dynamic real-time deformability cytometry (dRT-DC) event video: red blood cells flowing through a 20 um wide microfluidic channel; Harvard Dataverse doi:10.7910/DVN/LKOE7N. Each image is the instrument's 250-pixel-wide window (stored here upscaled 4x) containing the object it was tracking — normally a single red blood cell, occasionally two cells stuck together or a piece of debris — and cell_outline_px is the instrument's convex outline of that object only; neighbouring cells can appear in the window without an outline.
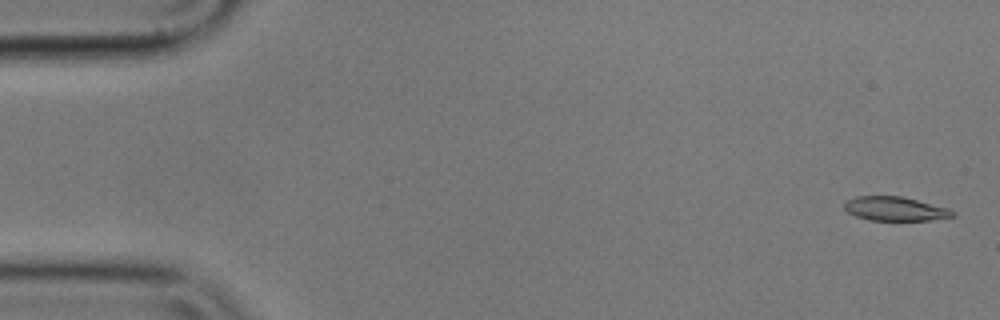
{"species": "common noctule bat (a hibernating species)", "species_latin": "Nyctalus noctula", "temperature_condition": "cold", "stored_images_in_passage": 55, "camera_frame_rate_fps": 3000, "um_per_image_px": 0.085, "animal": {"sex": "male", "body_mass_g": 17.9}, "frame": {"image": 1, "passage_image": 1, "time_ms": 0.0, "image_size_px": [1000, 320], "cell_outline_px": [[956, 216], [928, 220], [868, 220], [856, 216], [848, 212], [844, 208], [844, 200], [856, 196], [900, 196], [948, 208], [956, 212]], "centroid_in_image_um": [76.05, 17.74], "position_along_channel_um": 8.9, "area_um2": 15.14}}
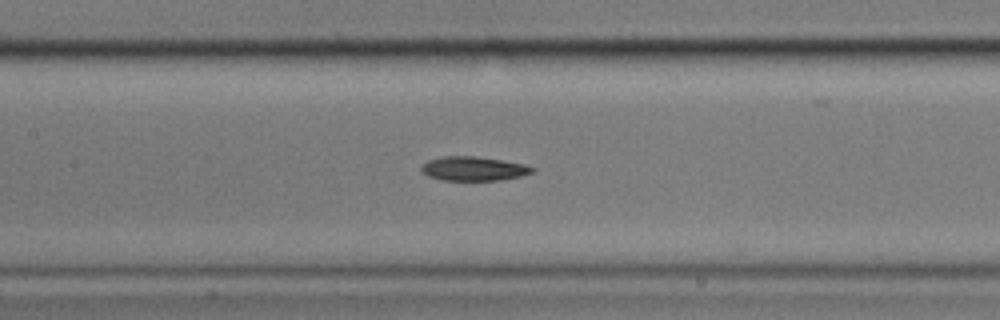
{"frame": {"image": 2, "passage_image": 25, "time_ms": 8.0, "image_size_px": [1000, 320], "cell_outline_px": [[536, 168], [532, 172], [520, 176], [500, 180], [444, 180], [428, 176], [420, 172], [420, 164], [428, 160], [444, 156], [476, 156], [524, 164]], "centroid_in_image_um": [40.19, 14.33], "position_along_channel_um": 167.2, "area_um2": 15.61}}
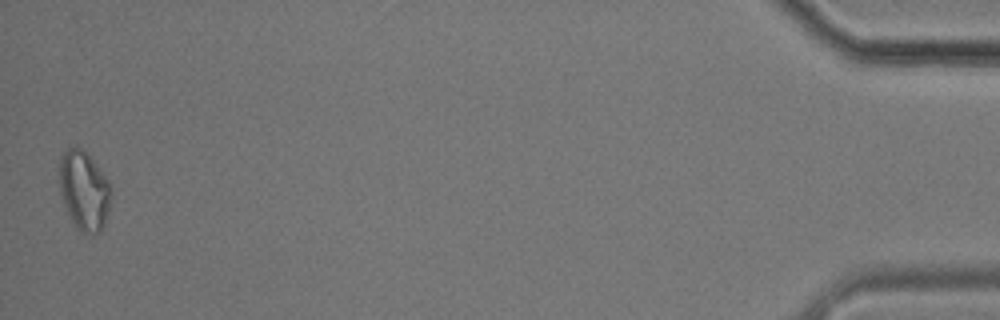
{"frame": {"image": 3, "passage_image": 55, "time_ms": 18.0, "image_size_px": [1000, 320], "cell_outline_px": [[112, 192], [108, 212], [104, 224], [100, 232], [92, 236], [80, 232], [76, 228], [64, 204], [60, 192], [60, 156], [68, 148], [76, 144], [92, 160], [108, 180]], "centroid_in_image_um": [7.15, 16.23], "position_along_channel_um": 428.0, "area_um2": 23.81}, "authors_computed_cell_mechanics": {"area_um2": 16.4152, "velocity_mm_per_s": 3.5288, "shape_relaxation_time_tau1_ms": 6.9627, "shape_relaxation_time_tau2_ms": null, "deformation_change_tau1": 0.148, "deformation_change_tau2": null}}